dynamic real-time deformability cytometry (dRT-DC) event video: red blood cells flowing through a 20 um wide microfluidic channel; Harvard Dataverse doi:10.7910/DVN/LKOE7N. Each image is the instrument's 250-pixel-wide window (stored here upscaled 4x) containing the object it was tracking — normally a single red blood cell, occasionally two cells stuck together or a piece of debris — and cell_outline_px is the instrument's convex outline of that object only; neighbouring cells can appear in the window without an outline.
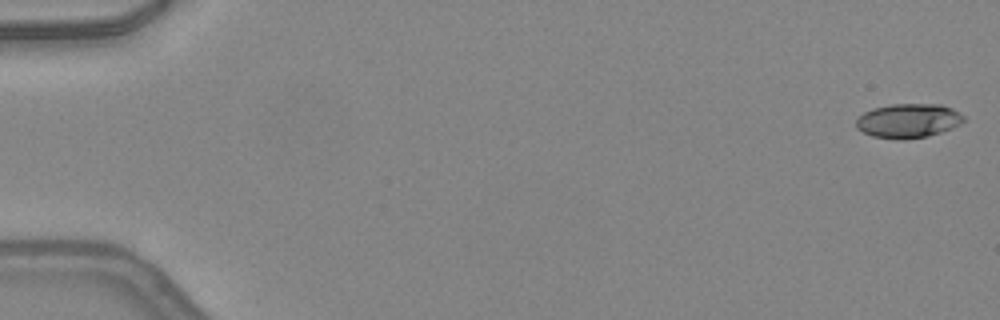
{"species": "common noctule bat (a hibernating species)", "species_latin": "Nyctalus noctula", "temperature_condition": "warm", "stored_images_in_passage": 49, "camera_frame_rate_fps": 3000, "um_per_image_px": 0.085, "animal": {"sex": "female", "body_mass_g": 24.6, "forearm_length_mm": 56.2}, "frame": {"image": 1, "passage_image": 1, "time_ms": 0.0, "image_size_px": [1000, 320], "cell_outline_px": [[964, 120], [960, 124], [952, 128], [928, 136], [904, 140], [896, 140], [872, 136], [856, 128], [856, 120], [864, 112], [872, 108], [892, 104], [940, 104], [952, 108], [960, 112], [964, 116]], "centroid_in_image_um": [77.2, 10.26], "position_along_channel_um": 7.8, "area_um2": 21.62}}
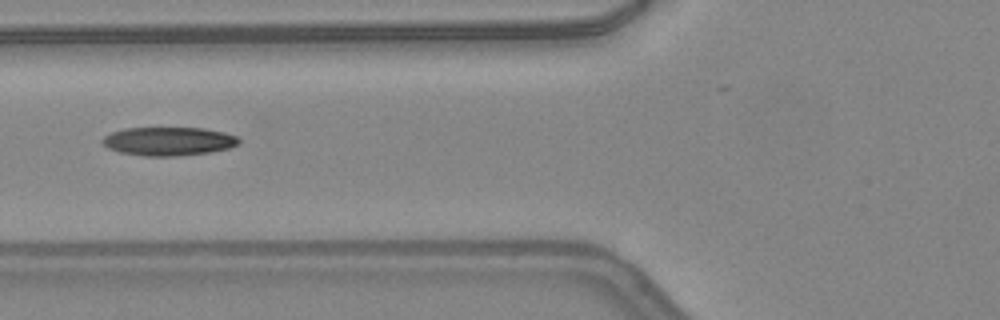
{"frame": {"image": 2, "passage_image": 20, "time_ms": 6.333, "image_size_px": [1000, 320], "cell_outline_px": [[240, 144], [228, 148], [212, 152], [176, 156], [144, 156], [120, 152], [108, 148], [100, 140], [104, 136], [112, 132], [124, 128], [204, 128], [224, 132], [236, 136], [240, 140]], "centroid_in_image_um": [14.33, 12.01], "position_along_channel_um": 111.5, "area_um2": 22.77}}
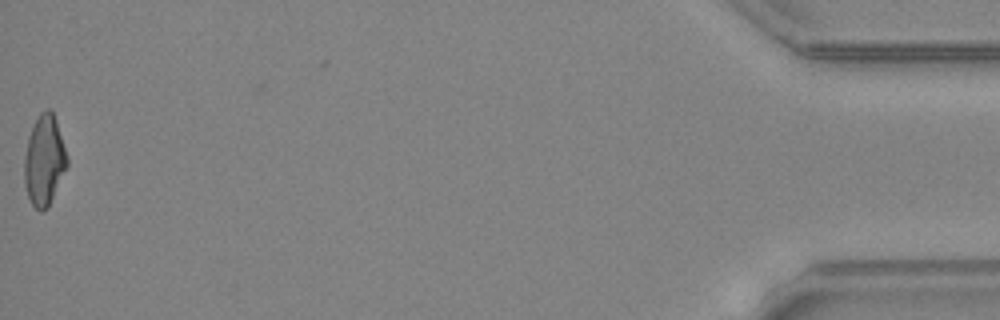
{"frame": {"image": 3, "passage_image": 49, "time_ms": 16.0, "image_size_px": [1000, 320], "cell_outline_px": [[68, 164], [48, 208], [40, 212], [32, 204], [28, 196], [24, 184], [24, 156], [28, 136], [40, 112], [44, 108], [48, 108], [52, 112], [56, 120], [68, 156]], "centroid_in_image_um": [3.76, 13.63], "position_along_channel_um": 431.4, "area_um2": 22.54}, "authors_computed_cell_mechanics": {"area_um2": 22.1374, "velocity_mm_per_s": 4.3005, "shape_relaxation_time_tau1_ms": 8.7166, "shape_relaxation_time_tau2_ms": 3.8292, "deformation_change_tau1": 0.2512, "deformation_change_tau2": 0.1331}}